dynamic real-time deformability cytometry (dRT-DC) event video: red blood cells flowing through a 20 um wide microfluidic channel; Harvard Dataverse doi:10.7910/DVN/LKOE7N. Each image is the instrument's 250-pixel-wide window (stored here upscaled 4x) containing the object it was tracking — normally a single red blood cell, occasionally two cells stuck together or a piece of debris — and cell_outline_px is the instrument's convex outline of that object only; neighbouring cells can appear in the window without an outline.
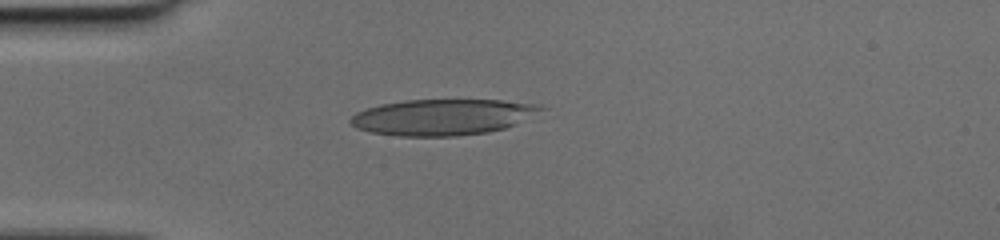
{"species": "human", "species_latin": "Homo sapiens", "temperature_condition": "cold", "stored_images_in_passage": 37, "camera_frame_rate_fps": 3000, "um_per_image_px": 0.085, "donor": {"sex": "female"}, "frame": {"image": 1, "passage_image": 1, "time_ms": 0.0, "image_size_px": [1000, 240], "cell_outline_px": [[548, 108], [504, 128], [488, 132], [456, 136], [396, 136], [368, 132], [356, 128], [348, 120], [356, 112], [380, 104], [404, 100], [500, 100], [540, 104]], "centroid_in_image_um": [37.59, 9.95], "position_along_channel_um": 47.4, "area_um2": 39.94}}
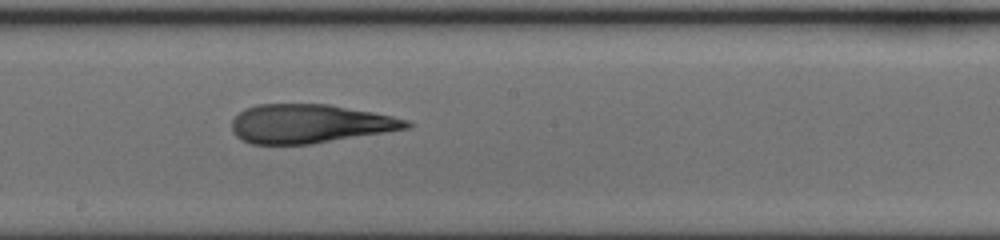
{"frame": {"image": 2, "passage_image": 15, "time_ms": 4.667, "image_size_px": [1000, 240], "cell_outline_px": [[412, 124], [408, 128], [312, 144], [252, 144], [240, 140], [232, 132], [232, 120], [244, 108], [256, 104], [328, 104], [372, 112], [392, 116], [408, 120]], "centroid_in_image_um": [26.27, 10.52], "position_along_channel_um": 221.9, "area_um2": 39.42}}
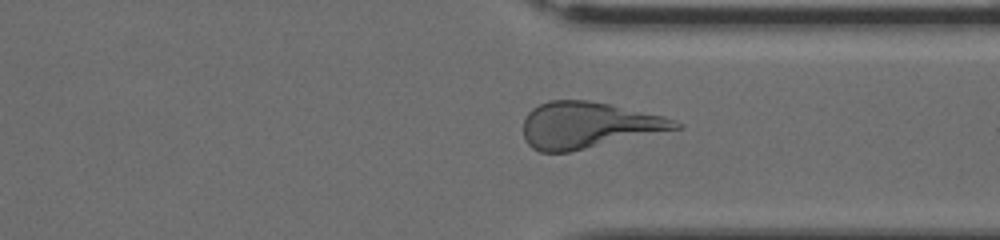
{"frame": {"image": 3, "passage_image": 25, "time_ms": 8.0, "image_size_px": [1000, 240], "cell_outline_px": [[680, 128], [568, 152], [540, 152], [532, 148], [528, 144], [524, 136], [524, 120], [528, 112], [532, 108], [548, 100], [588, 100], [608, 104], [664, 116], [680, 124]], "centroid_in_image_um": [49.94, 10.63], "position_along_channel_um": 361.5, "area_um2": 40.4}}